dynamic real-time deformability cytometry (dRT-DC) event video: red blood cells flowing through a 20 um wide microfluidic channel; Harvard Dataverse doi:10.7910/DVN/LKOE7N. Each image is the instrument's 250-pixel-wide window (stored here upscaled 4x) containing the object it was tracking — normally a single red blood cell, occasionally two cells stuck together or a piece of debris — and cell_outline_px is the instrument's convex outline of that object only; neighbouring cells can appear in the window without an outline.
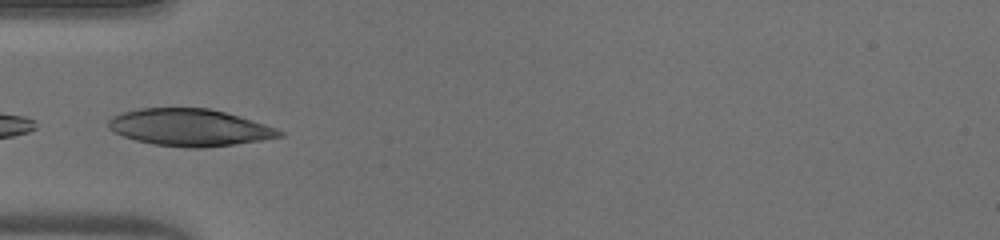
{"species": "human", "species_latin": "Homo sapiens", "temperature_condition": "warm", "stored_images_in_passage": 35, "camera_frame_rate_fps": 3000, "um_per_image_px": 0.085, "donor": {"sex": "male"}, "frame": {"image": 1, "passage_image": 3, "time_ms": 0.667, "image_size_px": [1000, 240], "cell_outline_px": [[284, 136], [236, 144], [204, 148], [188, 148], [156, 144], [136, 140], [124, 136], [108, 128], [108, 120], [112, 116], [124, 112], [140, 108], [208, 108], [224, 112], [264, 124], [276, 128], [284, 132]], "centroid_in_image_um": [16.11, 10.84], "position_along_channel_um": 68.9, "area_um2": 36.59}}
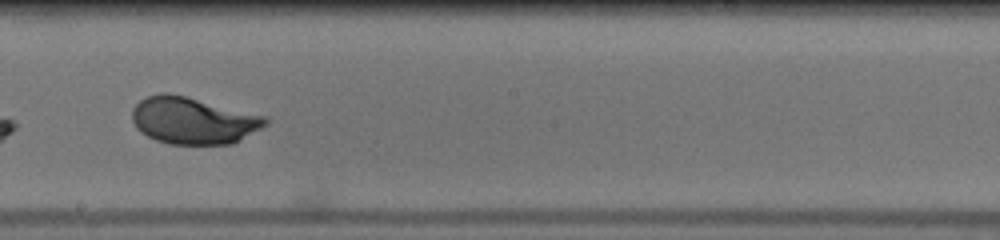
{"frame": {"image": 2, "passage_image": 15, "time_ms": 4.667, "image_size_px": [1000, 240], "cell_outline_px": [[268, 124], [240, 140], [232, 144], [168, 144], [156, 140], [140, 132], [136, 128], [132, 120], [132, 108], [140, 100], [148, 96], [160, 92], [168, 92], [268, 116]], "centroid_in_image_um": [16.42, 10.24], "position_along_channel_um": 231.8, "area_um2": 36.59}}
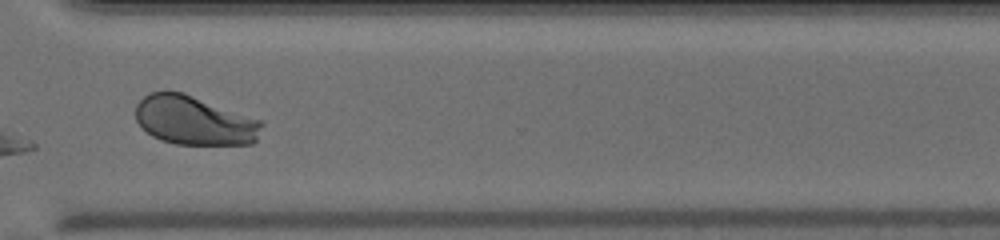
{"frame": {"image": 3, "passage_image": 24, "time_ms": 7.667, "image_size_px": [1000, 240], "cell_outline_px": [[264, 124], [256, 140], [252, 144], [176, 144], [160, 140], [152, 136], [136, 120], [136, 104], [144, 96], [152, 92], [184, 92], [260, 120]], "centroid_in_image_um": [16.52, 10.24], "position_along_channel_um": 354.1, "area_um2": 35.78}, "authors_computed_cell_mechanics": {"area_um2": 36.3562, "velocity_mm_per_s": 4.0675, "shape_relaxation_time_tau1_ms": 2.3694, "shape_relaxation_time_tau2_ms": null, "deformation_change_tau1": 0.1373, "deformation_change_tau2": null}}